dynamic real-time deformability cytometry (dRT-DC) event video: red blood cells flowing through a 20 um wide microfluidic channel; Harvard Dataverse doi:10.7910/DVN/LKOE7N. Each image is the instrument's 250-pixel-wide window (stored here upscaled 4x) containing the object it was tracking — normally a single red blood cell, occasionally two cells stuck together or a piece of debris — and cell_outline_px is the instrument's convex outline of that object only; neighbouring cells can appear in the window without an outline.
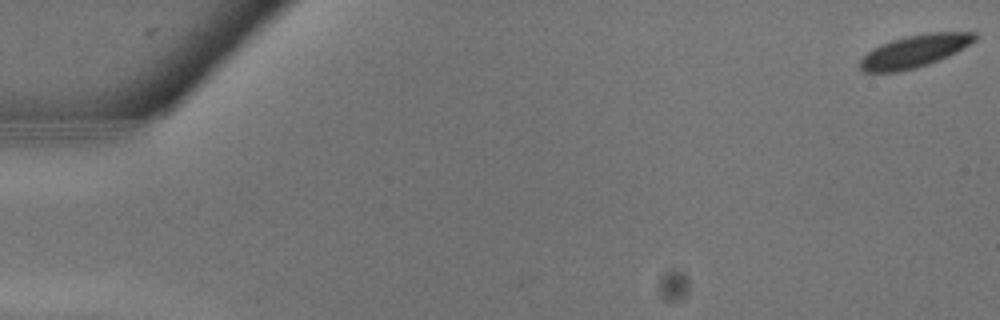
{"species": "common noctule bat (a hibernating species)", "species_latin": "Nyctalus noctula", "temperature_condition": "warm", "stored_images_in_passage": 29, "camera_frame_rate_fps": 3000, "um_per_image_px": 0.085, "animal": {"sex": "male", "body_mass_g": 13.3}, "frame": {"image": 1, "passage_image": 1, "time_ms": 0.0, "image_size_px": [1000, 320], "cell_outline_px": [[976, 40], [956, 52], [948, 56], [928, 64], [916, 68], [896, 72], [864, 72], [860, 68], [860, 60], [868, 52], [892, 40], [904, 36], [928, 32], [976, 32]], "centroid_in_image_um": [77.76, 4.34], "position_along_channel_um": 7.2, "area_um2": 21.44}}
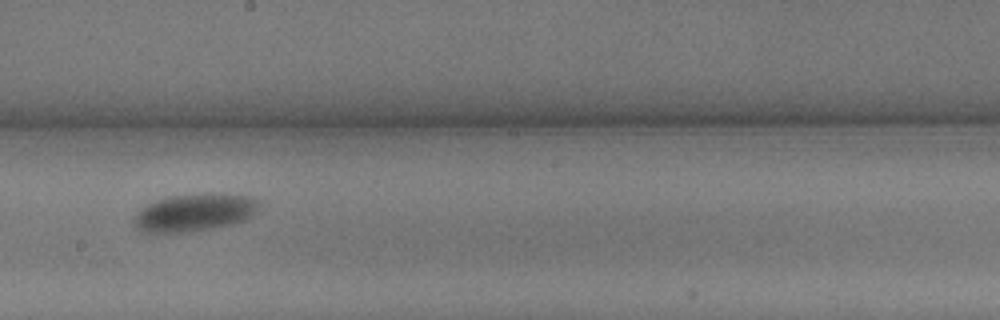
{"frame": {"image": 2, "passage_image": 17, "time_ms": 5.333, "image_size_px": [1000, 320], "cell_outline_px": [[260, 204], [256, 212], [244, 220], [232, 224], [192, 232], [140, 232], [136, 228], [132, 220], [148, 204], [156, 200], [168, 196], [252, 196], [260, 200]], "centroid_in_image_um": [16.52, 18.11], "position_along_channel_um": 231.7, "area_um2": 26.41}}
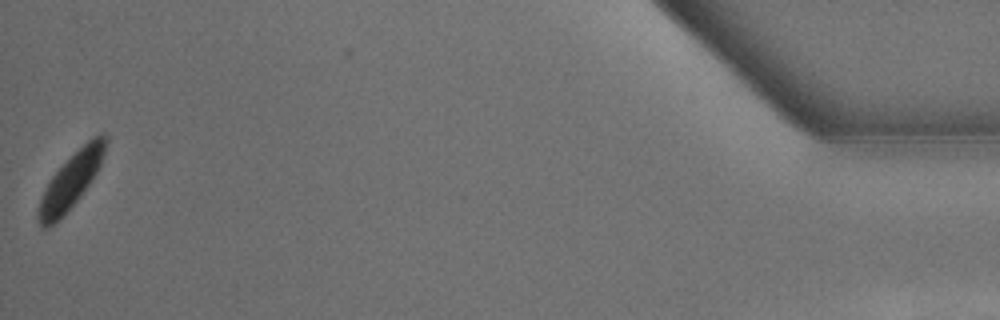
{"frame": {"image": 3, "passage_image": 29, "time_ms": 9.333, "image_size_px": [1000, 320], "cell_outline_px": [[108, 140], [100, 164], [96, 172], [80, 196], [48, 228], [44, 228], [40, 224], [36, 216], [36, 212], [44, 188], [52, 176], [92, 136], [104, 132], [108, 136]], "centroid_in_image_um": [6.02, 15.33], "position_along_channel_um": 429.2, "area_um2": 20.75}}